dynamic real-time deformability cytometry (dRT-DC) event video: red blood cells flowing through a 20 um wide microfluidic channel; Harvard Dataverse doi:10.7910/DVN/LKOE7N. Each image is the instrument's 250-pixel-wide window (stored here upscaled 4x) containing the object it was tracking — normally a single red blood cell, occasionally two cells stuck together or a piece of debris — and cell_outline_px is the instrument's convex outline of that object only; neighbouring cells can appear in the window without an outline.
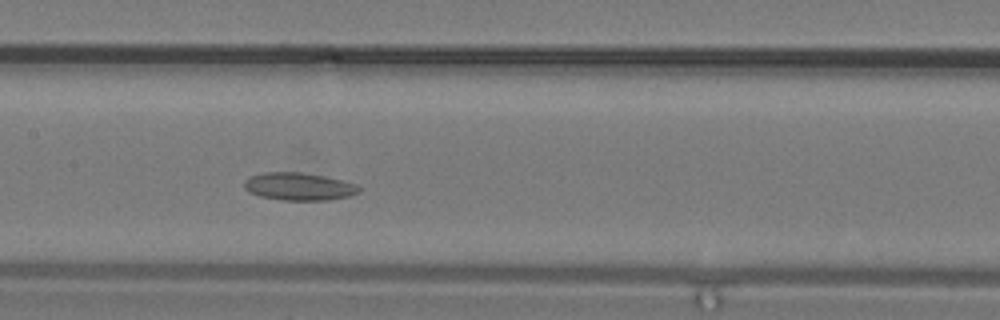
{"species": "common noctule bat (a hibernating species)", "species_latin": "Nyctalus noctula", "temperature_condition": "warm", "stored_images_in_passage": 20, "camera_frame_rate_fps": 3000, "um_per_image_px": 0.085, "animal": {"sex": "male", "body_mass_g": 19.2, "forearm_length_mm": 51.8}, "frame": {"image": 1, "passage_image": 7, "time_ms": 2.0, "image_size_px": [1000, 320], "cell_outline_px": [[360, 192], [348, 196], [328, 200], [280, 200], [260, 196], [248, 192], [244, 188], [244, 180], [248, 176], [264, 172], [300, 172], [324, 176], [344, 180], [360, 184]], "centroid_in_image_um": [25.41, 15.85], "position_along_channel_um": 182.0, "area_um2": 18.79}}
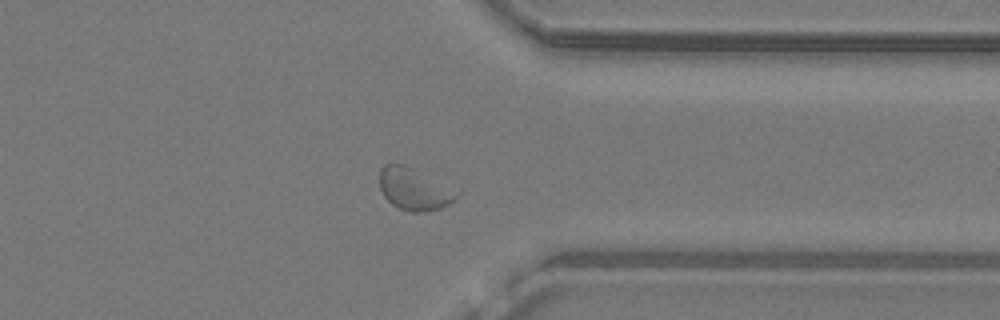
{"frame": {"image": 2, "passage_image": 15, "time_ms": 4.667, "image_size_px": [1000, 320], "cell_outline_px": [[460, 196], [456, 200], [440, 208], [428, 212], [412, 212], [400, 208], [392, 204], [384, 196], [380, 188], [380, 168], [384, 164], [392, 160], [404, 164], [460, 192]], "centroid_in_image_um": [35.18, 16.05], "position_along_channel_um": 376.2, "area_um2": 19.02}}
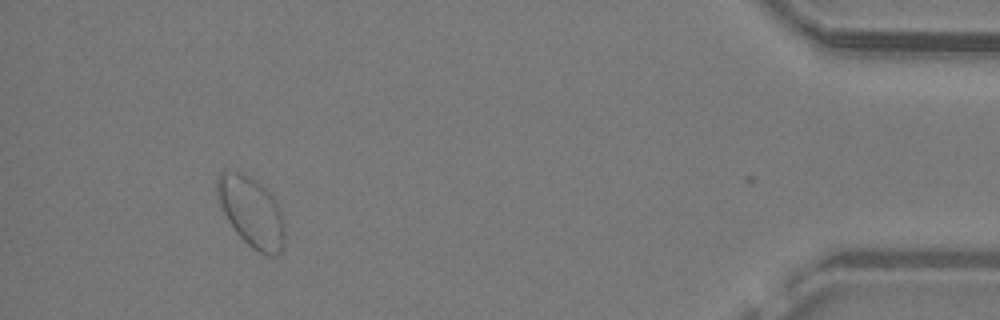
{"frame": {"image": 3, "passage_image": 19, "time_ms": 6.0, "image_size_px": [1000, 320], "cell_outline_px": [[284, 248], [280, 252], [260, 252], [252, 248], [236, 232], [228, 220], [216, 196], [216, 180], [220, 172], [240, 172], [256, 180], [276, 200], [280, 208], [284, 220]], "centroid_in_image_um": [21.37, 17.97], "position_along_channel_um": 413.8, "area_um2": 27.11}}